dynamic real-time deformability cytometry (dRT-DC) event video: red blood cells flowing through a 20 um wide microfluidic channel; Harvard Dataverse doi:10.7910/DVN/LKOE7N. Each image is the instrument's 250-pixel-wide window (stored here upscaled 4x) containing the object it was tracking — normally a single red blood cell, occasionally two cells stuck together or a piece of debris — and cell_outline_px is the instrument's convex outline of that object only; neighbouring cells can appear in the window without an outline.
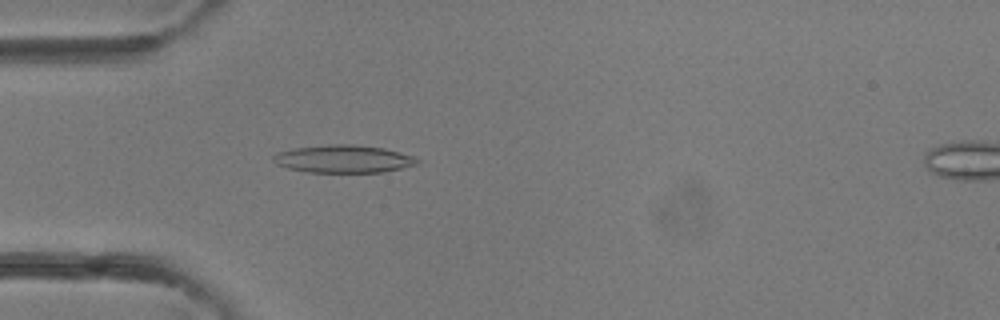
{"species": "common noctule bat (a hibernating species)", "species_latin": "Nyctalus noctula", "temperature_condition": "room temperature", "stored_images_in_passage": 40, "camera_frame_rate_fps": 3000, "um_per_image_px": 0.085, "animal": {"sex": "female"}, "frame": {"image": 1, "passage_image": 12, "time_ms": 3.667, "image_size_px": [1000, 320], "cell_outline_px": [[420, 164], [380, 172], [308, 172], [288, 168], [276, 164], [272, 160], [272, 156], [276, 152], [296, 148], [328, 144], [352, 144], [384, 148], [400, 152], [412, 156], [420, 160]], "centroid_in_image_um": [29.18, 13.5], "position_along_channel_um": 55.8, "area_um2": 23.24}}
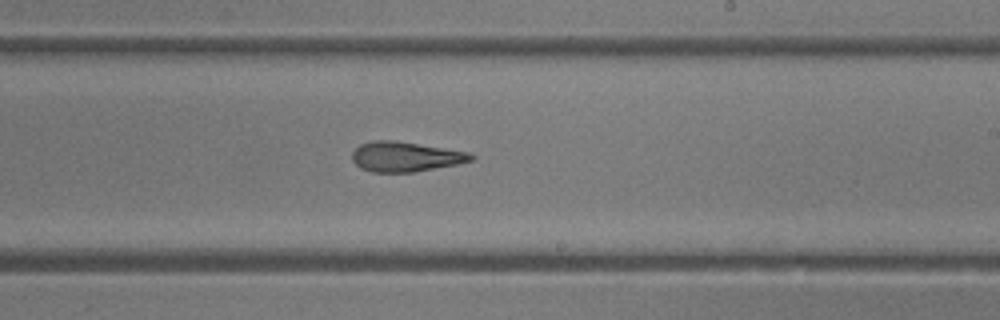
{"frame": {"image": 2, "passage_image": 24, "time_ms": 7.667, "image_size_px": [1000, 320], "cell_outline_px": [[476, 160], [456, 164], [412, 172], [372, 172], [360, 168], [352, 160], [352, 152], [360, 144], [372, 140], [392, 140], [468, 152], [476, 156]], "centroid_in_image_um": [34.44, 13.32], "position_along_channel_um": 254.6, "area_um2": 20.58}}
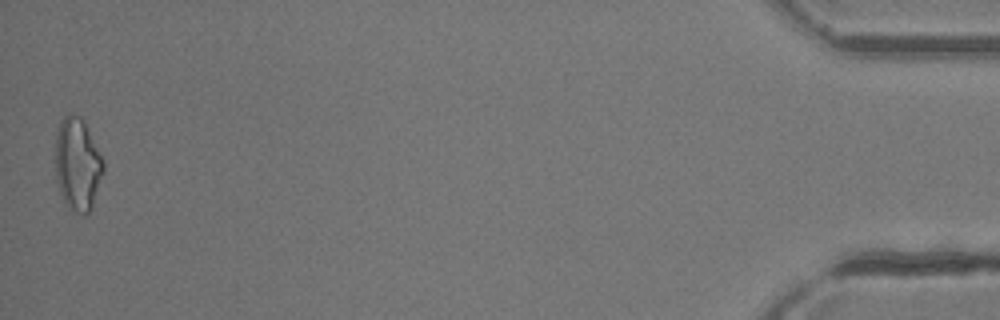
{"frame": {"image": 3, "passage_image": 40, "time_ms": 13.0, "image_size_px": [1000, 320], "cell_outline_px": [[104, 172], [92, 208], [88, 216], [84, 216], [68, 208], [60, 192], [56, 180], [56, 132], [60, 120], [68, 112], [72, 112], [80, 116], [84, 120], [104, 160]], "centroid_in_image_um": [6.61, 13.95], "position_along_channel_um": 428.6, "area_um2": 26.47}}